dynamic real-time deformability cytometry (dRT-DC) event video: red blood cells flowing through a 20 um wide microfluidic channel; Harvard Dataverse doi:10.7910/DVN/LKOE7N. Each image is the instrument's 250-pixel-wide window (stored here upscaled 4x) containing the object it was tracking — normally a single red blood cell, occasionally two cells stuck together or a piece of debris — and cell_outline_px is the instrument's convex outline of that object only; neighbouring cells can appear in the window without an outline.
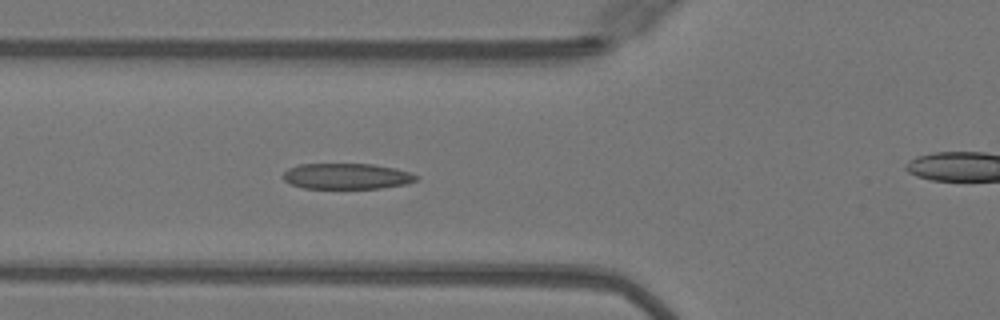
{"species": "Egyptian fruit bat (a non-hibernating species)", "species_latin": "Rousettus aegyptiacus", "temperature_condition": "warm", "stored_images_in_passage": 41, "camera_frame_rate_fps": 3000, "um_per_image_px": 0.085, "animal": {"sex": "female"}, "frame": {"image": 1, "passage_image": 19, "time_ms": 6.0, "image_size_px": [1000, 320], "cell_outline_px": [[420, 176], [416, 180], [408, 184], [380, 188], [304, 188], [292, 184], [284, 180], [280, 176], [288, 168], [300, 164], [372, 164], [396, 168], [412, 172]], "centroid_in_image_um": [29.5, 14.97], "position_along_channel_um": 96.3, "area_um2": 20.17}}
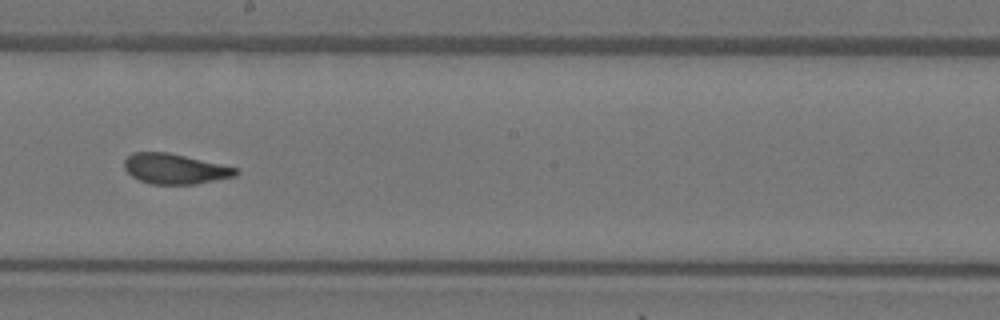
{"frame": {"image": 2, "passage_image": 29, "time_ms": 9.333, "image_size_px": [1000, 320], "cell_outline_px": [[240, 172], [236, 176], [196, 184], [152, 184], [140, 180], [132, 176], [124, 168], [124, 160], [132, 152], [168, 152], [240, 168]], "centroid_in_image_um": [14.9, 14.34], "position_along_channel_um": 233.3, "area_um2": 19.77}}
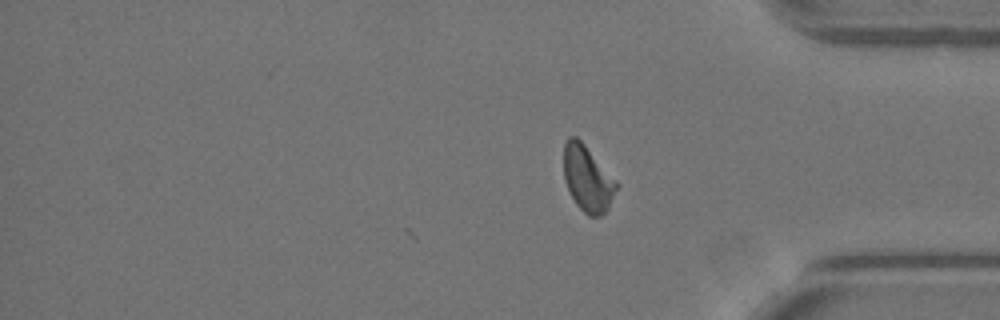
{"frame": {"image": 3, "passage_image": 41, "time_ms": 13.333, "image_size_px": [1000, 320], "cell_outline_px": [[620, 184], [608, 208], [600, 216], [588, 216], [576, 204], [564, 180], [564, 144], [568, 136], [576, 136], [584, 144]], "centroid_in_image_um": [49.95, 15.18], "position_along_channel_um": 385.2, "area_um2": 20.17}, "authors_computed_cell_mechanics": {"area_um2": 20.8658, "velocity_mm_per_s": 4.0938, "shape_relaxation_time_tau1_ms": 5.0045, "shape_relaxation_time_tau2_ms": 0.7523, "deformation_change_tau1": 0.1821, "deformation_change_tau2": 0.0729}}